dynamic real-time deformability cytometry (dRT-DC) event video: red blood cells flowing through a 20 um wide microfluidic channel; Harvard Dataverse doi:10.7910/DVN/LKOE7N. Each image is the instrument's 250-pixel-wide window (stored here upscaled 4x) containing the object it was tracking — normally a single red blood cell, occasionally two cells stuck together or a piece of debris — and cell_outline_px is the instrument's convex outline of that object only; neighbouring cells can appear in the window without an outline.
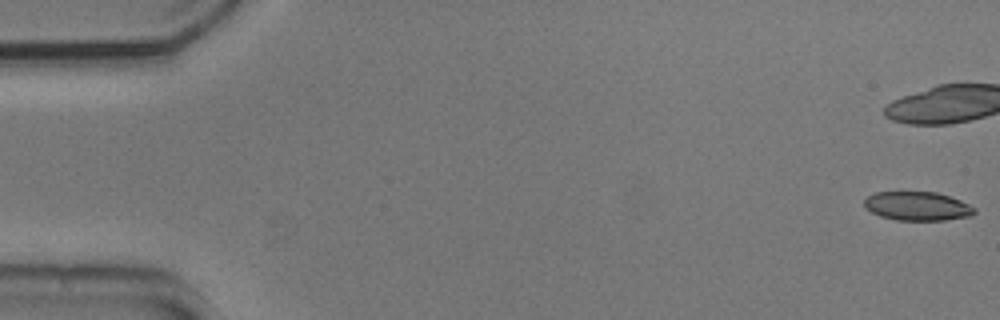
{"species": "common noctule bat (a hibernating species)", "species_latin": "Nyctalus noctula", "temperature_condition": "cold", "stored_images_in_passage": 15, "camera_frame_rate_fps": 3000, "um_per_image_px": 0.085, "animal": {"sex": "male", "body_mass_g": 20.5, "forearm_length_mm": 52.5}, "frame": {"image": 1, "passage_image": 1, "time_ms": 0.0, "image_size_px": [1000, 320], "cell_outline_px": [[976, 212], [972, 216], [944, 220], [896, 220], [880, 216], [872, 212], [864, 204], [864, 200], [868, 196], [876, 192], [936, 192], [960, 200], [976, 208]], "centroid_in_image_um": [78.01, 17.52], "position_along_channel_um": 7.0, "area_um2": 18.44}}